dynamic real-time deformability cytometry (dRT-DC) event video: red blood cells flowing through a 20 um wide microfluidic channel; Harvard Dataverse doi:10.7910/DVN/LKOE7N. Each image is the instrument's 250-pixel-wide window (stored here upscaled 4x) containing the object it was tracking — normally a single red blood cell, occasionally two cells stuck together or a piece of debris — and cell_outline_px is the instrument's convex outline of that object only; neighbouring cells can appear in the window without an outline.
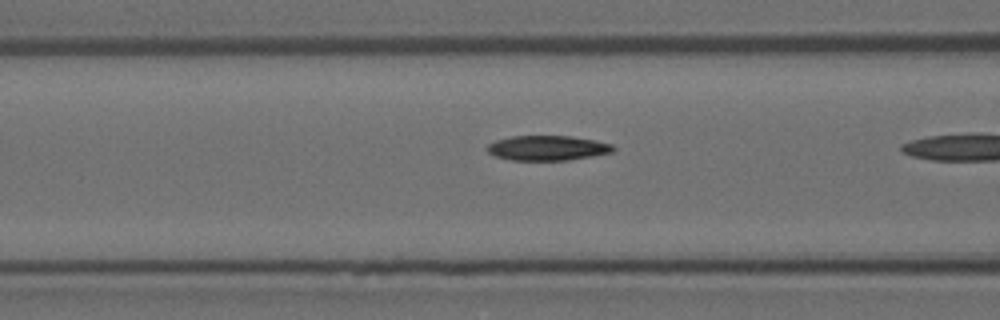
{"species": "Egyptian fruit bat (a non-hibernating species)", "species_latin": "Rousettus aegyptiacus", "temperature_condition": "room temperature", "stored_images_in_passage": 19, "segment_of_instrument_passage": [2, 2], "camera_frame_rate_fps": 3000, "um_per_image_px": 0.085, "animal": {"sex": "female"}, "frame": {"image": 1, "passage_image": 18, "time_ms": 5.667, "image_size_px": [1000, 320], "cell_outline_px": [[616, 148], [612, 152], [592, 156], [568, 160], [512, 160], [496, 156], [488, 152], [488, 144], [496, 140], [512, 136], [572, 136], [596, 140], [612, 144]], "centroid_in_image_um": [46.57, 12.57], "position_along_channel_um": 120.0, "area_um2": 18.21}}